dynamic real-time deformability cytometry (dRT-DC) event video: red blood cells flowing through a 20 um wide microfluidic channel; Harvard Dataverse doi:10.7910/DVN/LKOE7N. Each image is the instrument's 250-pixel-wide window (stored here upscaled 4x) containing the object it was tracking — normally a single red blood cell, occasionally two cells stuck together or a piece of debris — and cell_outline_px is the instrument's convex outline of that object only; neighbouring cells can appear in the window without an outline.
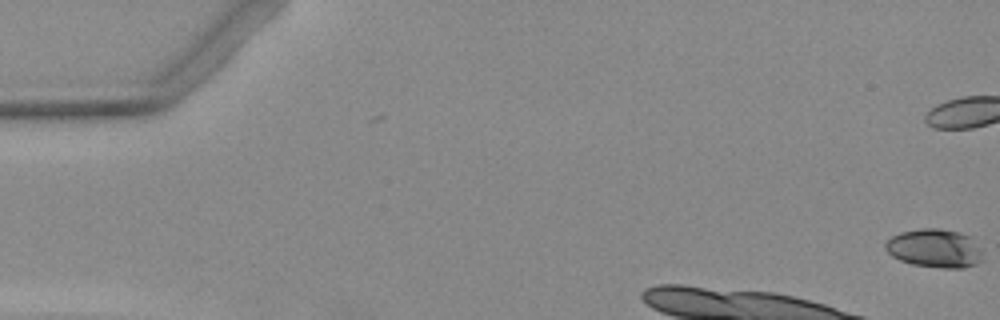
{"species": "Egyptian fruit bat (a non-hibernating species)", "species_latin": "Rousettus aegyptiacus", "temperature_condition": "warm", "stored_images_in_passage": 5, "camera_frame_rate_fps": 3000, "um_per_image_px": 0.085, "animal": {"sex": "female"}, "frame": {"image": 1, "passage_image": 1, "time_ms": 0.0, "image_size_px": [1000, 320], "cell_outline_px": [[984, 260], [976, 264], [964, 268], [940, 268], [912, 264], [900, 260], [892, 256], [884, 248], [884, 244], [892, 236], [900, 232], [920, 228], [940, 228], [960, 232], [972, 236], [984, 248]], "centroid_in_image_um": [79.54, 21.1], "position_along_channel_um": 5.5, "area_um2": 22.6}}